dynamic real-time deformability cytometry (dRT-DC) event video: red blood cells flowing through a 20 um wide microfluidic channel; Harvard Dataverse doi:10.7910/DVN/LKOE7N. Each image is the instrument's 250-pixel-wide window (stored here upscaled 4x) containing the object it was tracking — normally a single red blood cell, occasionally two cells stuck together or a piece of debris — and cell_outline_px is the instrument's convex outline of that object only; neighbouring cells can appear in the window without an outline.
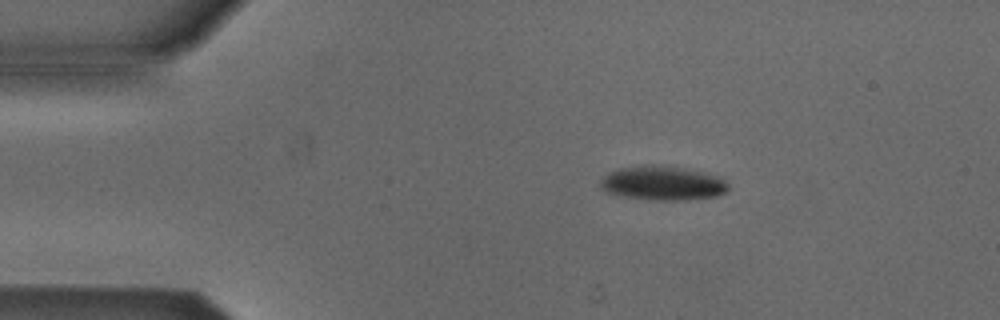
{"species": "Egyptian fruit bat (a non-hibernating species)", "species_latin": "Rousettus aegyptiacus", "temperature_condition": "cold", "stored_images_in_passage": 5, "camera_frame_rate_fps": 3000, "um_per_image_px": 0.085, "animal": {"sex": "male"}, "frame": {"image": 1, "passage_image": 1, "time_ms": 0.0, "image_size_px": [1000, 320], "cell_outline_px": [[728, 188], [724, 192], [716, 196], [684, 200], [656, 200], [624, 196], [608, 192], [600, 188], [600, 180], [608, 172], [616, 168], [644, 164], [656, 164], [684, 168], [708, 172], [720, 176], [728, 184]], "centroid_in_image_um": [56.32, 15.54], "position_along_channel_um": 28.7, "area_um2": 25.78}}
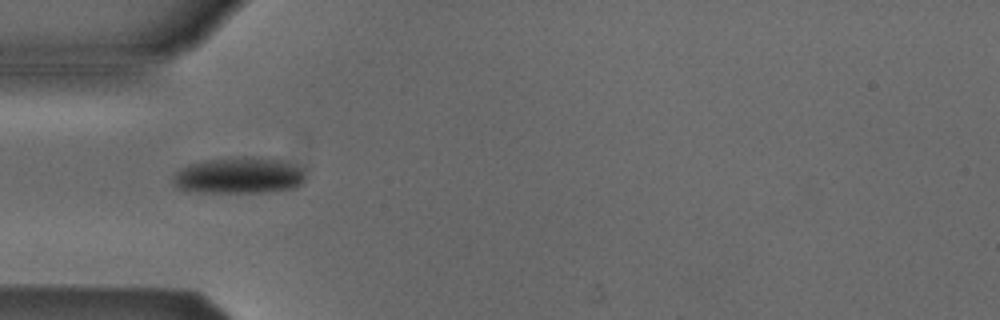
{"frame": {"image": 2, "passage_image": 3, "time_ms": 2.333, "image_size_px": [1000, 320], "cell_outline_px": [[304, 180], [300, 184], [292, 188], [264, 192], [188, 192], [176, 188], [172, 184], [172, 176], [180, 168], [188, 164], [204, 160], [240, 156], [252, 156], [280, 160], [304, 168]], "centroid_in_image_um": [20.24, 14.91], "position_along_channel_um": 64.8, "area_um2": 28.44}}
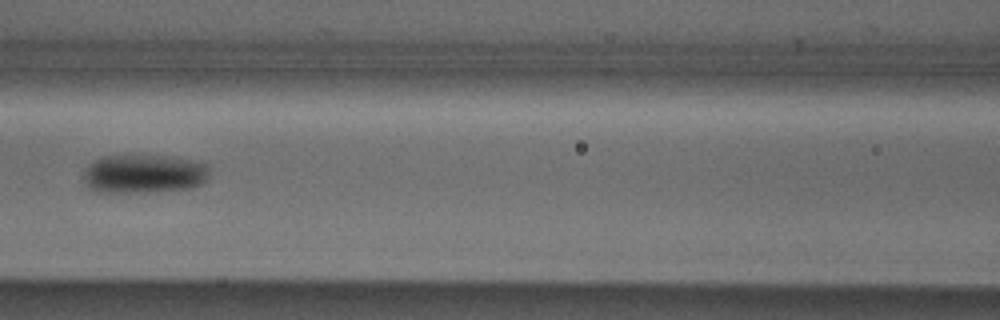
{"frame": {"image": 3, "passage_image": 5, "time_ms": 4.667, "image_size_px": [1000, 320], "cell_outline_px": [[208, 176], [204, 184], [192, 188], [156, 192], [96, 192], [88, 188], [84, 184], [84, 172], [88, 164], [100, 156], [176, 156], [208, 164]], "centroid_in_image_um": [12.24, 14.79], "position_along_channel_um": 154.4, "area_um2": 28.96}}